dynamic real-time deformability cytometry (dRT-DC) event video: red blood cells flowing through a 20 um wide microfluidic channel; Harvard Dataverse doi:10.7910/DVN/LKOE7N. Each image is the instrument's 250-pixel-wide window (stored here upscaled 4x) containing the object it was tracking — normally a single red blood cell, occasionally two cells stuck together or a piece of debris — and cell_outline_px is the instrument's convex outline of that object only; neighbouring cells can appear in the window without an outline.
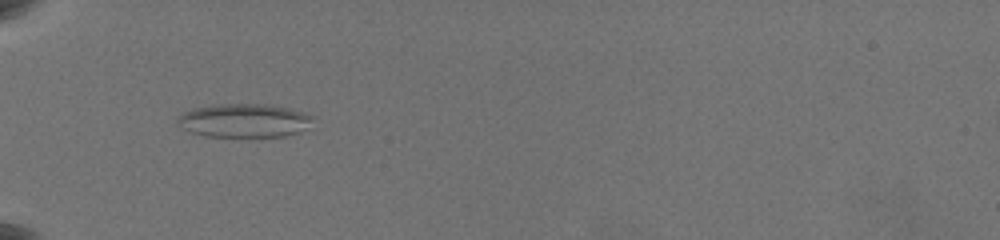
{"species": "common noctule bat (a hibernating species)", "species_latin": "Nyctalus noctula", "temperature_condition": "warm", "stored_images_in_passage": 21, "camera_frame_rate_fps": 3000, "um_per_image_px": 0.085, "animal": {"sex": "female", "body_mass_g": 19.5, "forearm_length_mm": 54.1}, "frame": {"image": 1, "passage_image": 1, "time_ms": 0.0, "image_size_px": [1000, 240], "cell_outline_px": [[312, 116], [304, 128], [300, 132], [284, 136], [204, 136], [192, 132], [176, 124], [176, 120], [184, 112], [196, 108], [216, 104], [268, 104], [288, 108]], "centroid_in_image_um": [20.69, 10.24], "position_along_channel_um": 64.3, "area_um2": 25.95}}
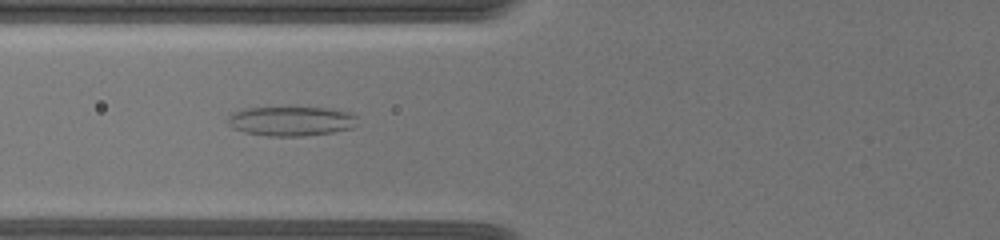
{"frame": {"image": 2, "passage_image": 10, "time_ms": 1.333, "image_size_px": [1000, 240], "cell_outline_px": [[356, 124], [352, 128], [332, 132], [304, 136], [268, 136], [244, 132], [232, 128], [228, 124], [228, 116], [232, 112], [240, 108], [328, 108], [348, 112], [356, 116]], "centroid_in_image_um": [24.7, 10.3], "position_along_channel_um": 101.1, "area_um2": 22.25}}
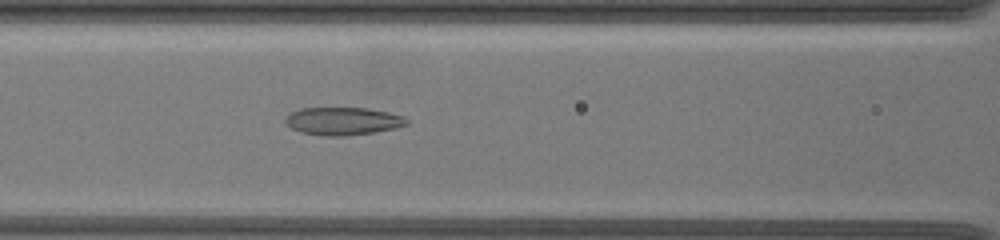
{"frame": {"image": 3, "passage_image": 16, "time_ms": 2.333, "image_size_px": [1000, 240], "cell_outline_px": [[408, 124], [396, 128], [376, 132], [348, 136], [320, 136], [300, 132], [292, 128], [284, 120], [292, 112], [300, 108], [368, 108], [388, 112], [404, 116], [408, 120]], "centroid_in_image_um": [29.18, 10.3], "position_along_channel_um": 137.4, "area_um2": 19.77}}